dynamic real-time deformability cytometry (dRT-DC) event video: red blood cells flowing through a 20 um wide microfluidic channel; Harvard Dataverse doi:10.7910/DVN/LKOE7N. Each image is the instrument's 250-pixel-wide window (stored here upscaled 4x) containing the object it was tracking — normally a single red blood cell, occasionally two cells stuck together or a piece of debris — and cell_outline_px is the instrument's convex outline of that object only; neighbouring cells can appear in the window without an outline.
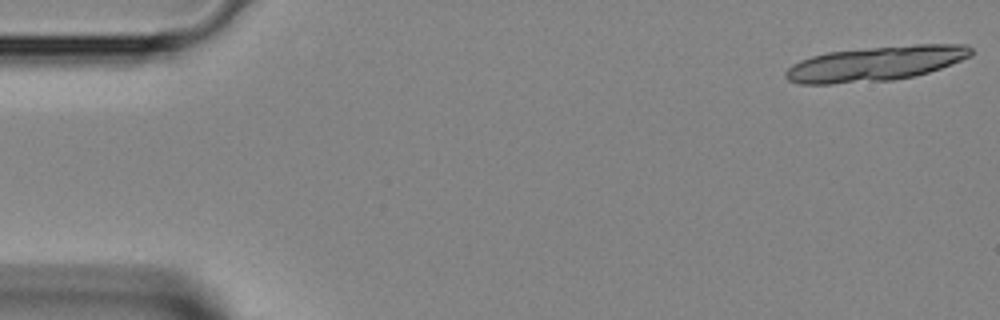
{"species": "Egyptian fruit bat (a non-hibernating species)", "species_latin": "Rousettus aegyptiacus", "temperature_condition": "room temperature", "stored_images_in_passage": 14, "camera_frame_rate_fps": 3000, "um_per_image_px": 0.085, "animal": {"sex": "female"}, "frame": {"image": 1, "passage_image": 1, "time_ms": 0.0, "image_size_px": [1000, 320], "cell_outline_px": [[972, 56], [952, 64], [928, 72], [912, 76], [892, 80], [832, 84], [800, 84], [788, 80], [784, 76], [784, 72], [792, 64], [800, 60], [812, 56], [828, 52], [868, 48], [916, 44], [968, 44], [972, 48]], "centroid_in_image_um": [74.43, 5.4], "position_along_channel_um": 10.6, "area_um2": 37.57}}